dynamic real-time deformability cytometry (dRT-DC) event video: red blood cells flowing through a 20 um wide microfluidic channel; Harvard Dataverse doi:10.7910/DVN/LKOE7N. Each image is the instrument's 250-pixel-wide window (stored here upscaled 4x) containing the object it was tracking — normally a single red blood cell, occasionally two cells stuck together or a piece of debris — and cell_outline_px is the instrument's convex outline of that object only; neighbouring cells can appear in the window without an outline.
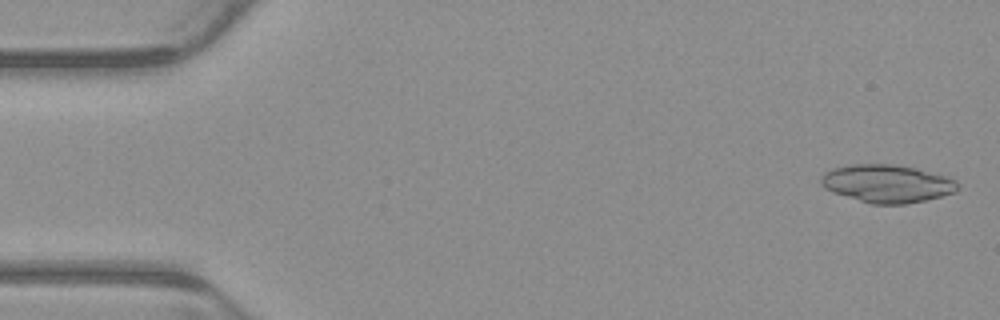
{"species": "common noctule bat (a hibernating species)", "species_latin": "Nyctalus noctula", "temperature_condition": "warm", "stored_images_in_passage": 6, "camera_frame_rate_fps": 3000, "um_per_image_px": 0.085, "animal": {"sex": "male", "body_mass_g": 23.1, "forearm_length_mm": 52.7}, "frame": {"image": 1, "passage_image": 1, "time_ms": 0.0, "image_size_px": [1000, 320], "cell_outline_px": [[960, 188], [956, 192], [924, 200], [904, 204], [872, 204], [832, 192], [824, 188], [820, 184], [820, 176], [824, 172], [832, 168], [852, 164], [892, 164], [916, 168], [948, 176], [956, 180], [960, 184]], "centroid_in_image_um": [75.4, 15.59], "position_along_channel_um": 9.6, "area_um2": 30.4}}